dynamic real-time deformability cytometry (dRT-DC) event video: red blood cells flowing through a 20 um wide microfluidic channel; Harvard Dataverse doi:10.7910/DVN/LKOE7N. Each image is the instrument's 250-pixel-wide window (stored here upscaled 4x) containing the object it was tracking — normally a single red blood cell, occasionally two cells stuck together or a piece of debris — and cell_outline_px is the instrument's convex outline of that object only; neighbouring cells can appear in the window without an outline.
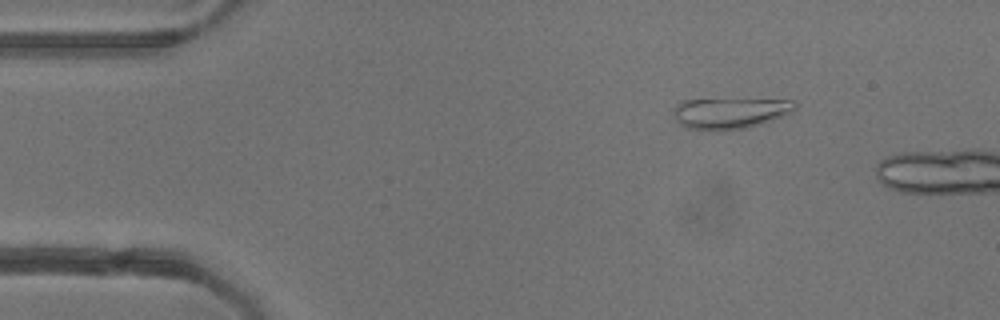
{"species": "common noctule bat (a hibernating species)", "species_latin": "Nyctalus noctula", "temperature_condition": "warm", "stored_images_in_passage": 13, "camera_frame_rate_fps": 3000, "um_per_image_px": 0.085, "animal": {"sex": "female"}, "frame": {"image": 1, "passage_image": 7, "time_ms": 2.0, "image_size_px": [1000, 320], "cell_outline_px": [[796, 108], [792, 112], [784, 116], [748, 128], [684, 128], [676, 120], [672, 112], [672, 108], [680, 100], [792, 100], [796, 104]], "centroid_in_image_um": [62.03, 9.59], "position_along_channel_um": 23.0, "area_um2": 21.33}}